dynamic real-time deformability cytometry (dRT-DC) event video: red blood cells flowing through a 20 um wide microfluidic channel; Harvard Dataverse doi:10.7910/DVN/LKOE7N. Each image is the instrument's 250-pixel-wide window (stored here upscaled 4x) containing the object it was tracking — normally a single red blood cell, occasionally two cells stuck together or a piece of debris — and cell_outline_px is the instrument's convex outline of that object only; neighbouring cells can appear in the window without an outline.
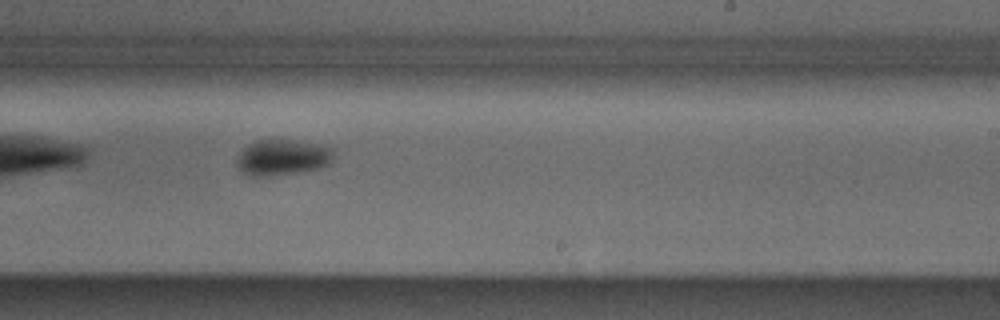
{"species": "Egyptian fruit bat (a non-hibernating species)", "species_latin": "Rousettus aegyptiacus", "temperature_condition": "cold", "stored_images_in_passage": 37, "camera_frame_rate_fps": 3000, "um_per_image_px": 0.085, "animal": {"sex": "male"}, "frame": {"image": 1, "passage_image": 16, "time_ms": 5.0, "image_size_px": [1000, 320], "cell_outline_px": [[332, 160], [328, 164], [320, 168], [296, 172], [268, 176], [248, 176], [236, 164], [236, 160], [244, 148], [248, 144], [256, 140], [292, 140], [324, 144], [332, 148]], "centroid_in_image_um": [24.02, 13.36], "position_along_channel_um": 265.0, "area_um2": 20.11}}
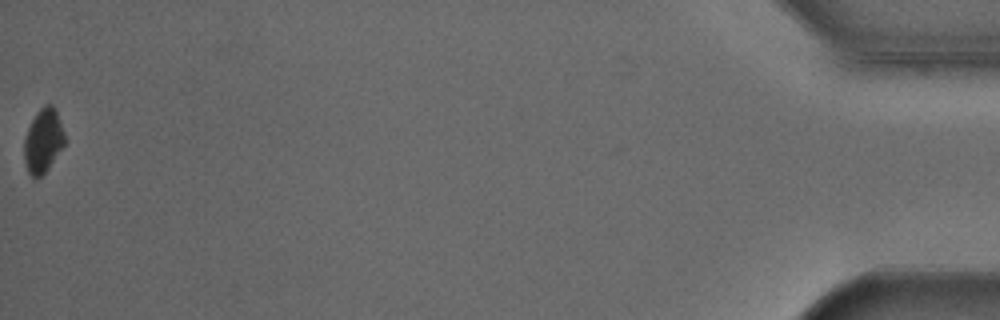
{"frame": {"image": 2, "passage_image": 37, "time_ms": 12.0, "image_size_px": [1000, 320], "cell_outline_px": [[64, 144], [48, 168], [40, 176], [32, 176], [28, 172], [24, 160], [24, 136], [36, 112], [44, 104], [52, 104], [56, 108], [64, 132]], "centroid_in_image_um": [3.66, 11.91], "position_along_channel_um": 431.5, "area_um2": 14.97}}